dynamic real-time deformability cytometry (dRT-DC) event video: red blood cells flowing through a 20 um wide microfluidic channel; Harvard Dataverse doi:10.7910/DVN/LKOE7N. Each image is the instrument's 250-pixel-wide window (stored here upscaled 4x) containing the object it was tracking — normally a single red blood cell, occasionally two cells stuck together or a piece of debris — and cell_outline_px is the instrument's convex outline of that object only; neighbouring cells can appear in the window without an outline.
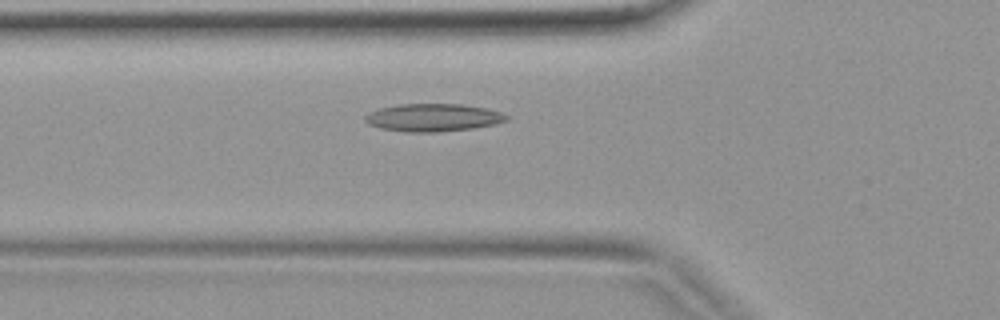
{"species": "common noctule bat (a hibernating species)", "species_latin": "Nyctalus noctula", "temperature_condition": "warm", "stored_images_in_passage": 39, "camera_frame_rate_fps": 3000, "um_per_image_px": 0.085, "animal": {"sex": "female", "body_mass_g": 19.9}, "frame": {"image": 1, "passage_image": 13, "time_ms": 4.0, "image_size_px": [1000, 320], "cell_outline_px": [[508, 120], [496, 124], [476, 128], [436, 132], [404, 132], [380, 128], [368, 124], [364, 120], [364, 116], [368, 112], [380, 108], [400, 104], [464, 104], [488, 108], [500, 112], [508, 116]], "centroid_in_image_um": [36.82, 9.99], "position_along_channel_um": 89.0, "area_um2": 23.12}}
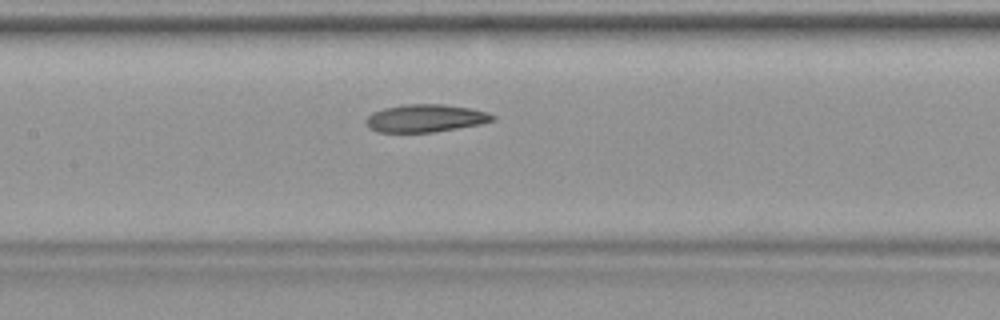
{"frame": {"image": 2, "passage_image": 18, "time_ms": 5.667, "image_size_px": [1000, 320], "cell_outline_px": [[496, 120], [480, 124], [432, 132], [376, 132], [368, 128], [364, 120], [372, 112], [384, 108], [404, 104], [444, 104], [468, 108], [488, 112], [496, 116]], "centroid_in_image_um": [36.14, 10.05], "position_along_channel_um": 171.3, "area_um2": 20.52}}
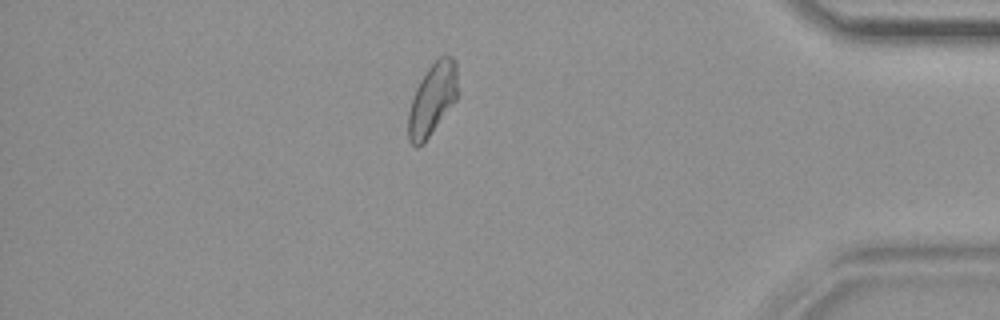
{"frame": {"image": 3, "passage_image": 34, "time_ms": 11.0, "image_size_px": [1000, 320], "cell_outline_px": [[456, 100], [424, 144], [416, 148], [408, 140], [408, 112], [412, 96], [420, 80], [428, 68], [444, 52], [452, 56], [456, 60]], "centroid_in_image_um": [36.73, 8.44], "position_along_channel_um": 398.5, "area_um2": 20.87}}